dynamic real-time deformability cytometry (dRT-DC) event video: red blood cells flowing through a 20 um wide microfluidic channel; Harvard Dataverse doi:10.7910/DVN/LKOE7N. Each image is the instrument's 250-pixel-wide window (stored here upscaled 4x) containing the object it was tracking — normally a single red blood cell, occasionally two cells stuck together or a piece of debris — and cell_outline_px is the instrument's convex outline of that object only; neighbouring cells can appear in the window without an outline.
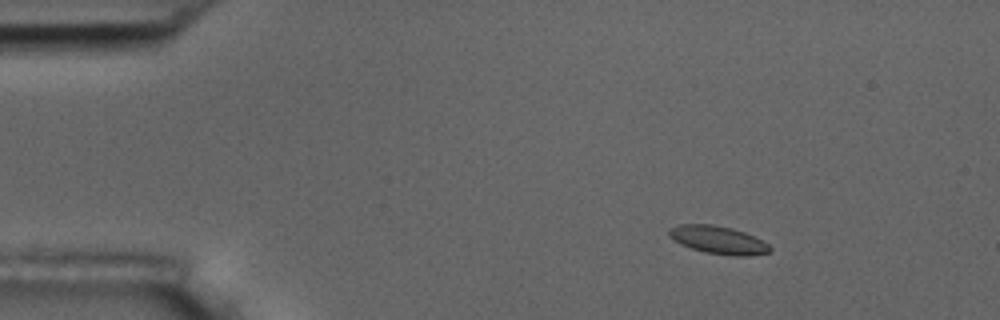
{"species": "common noctule bat (a hibernating species)", "species_latin": "Nyctalus noctula", "temperature_condition": "room temperature", "stored_images_in_passage": 4, "camera_frame_rate_fps": 3000, "um_per_image_px": 0.085, "animal": {"sex": "male", "body_mass_g": 17.5, "forearm_length_mm": 52.3}, "frame": {"image": 1, "passage_image": 2, "time_ms": 1.333, "image_size_px": [1000, 320], "cell_outline_px": [[772, 248], [768, 252], [748, 256], [732, 256], [704, 252], [680, 244], [668, 236], [668, 228], [680, 224], [712, 224], [732, 228], [744, 232], [768, 244]], "centroid_in_image_um": [61.0, 20.39], "position_along_channel_um": 24.0, "area_um2": 16.36}}